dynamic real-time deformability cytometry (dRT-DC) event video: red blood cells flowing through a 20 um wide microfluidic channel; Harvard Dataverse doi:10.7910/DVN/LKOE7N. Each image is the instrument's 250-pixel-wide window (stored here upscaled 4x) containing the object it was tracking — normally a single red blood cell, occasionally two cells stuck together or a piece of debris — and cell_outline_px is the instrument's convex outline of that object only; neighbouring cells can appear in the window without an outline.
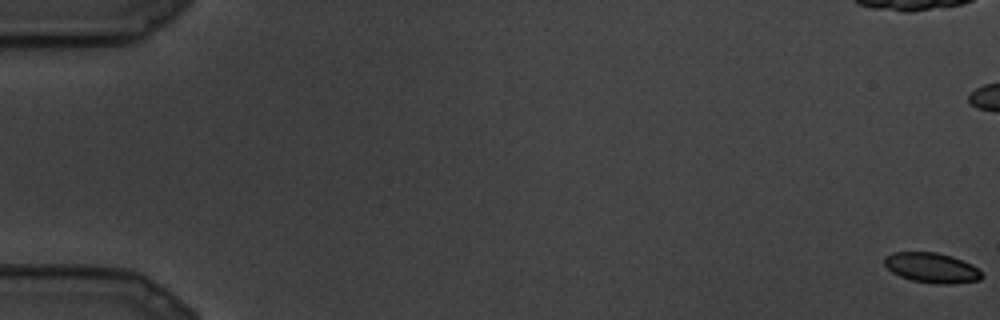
{"species": "common noctule bat (a hibernating species)", "species_latin": "Nyctalus noctula", "temperature_condition": "cold", "stored_images_in_passage": 8, "camera_frame_rate_fps": 3000, "um_per_image_px": 0.085, "animal": {"sex": "male", "body_mass_g": 19.5, "forearm_length_mm": 54.6}, "frame": {"image": 1, "passage_image": 1, "time_ms": 0.0, "image_size_px": [1000, 320], "cell_outline_px": [[984, 276], [980, 280], [952, 284], [936, 284], [912, 280], [900, 276], [892, 272], [884, 264], [884, 256], [892, 252], [936, 252], [952, 256], [972, 264]], "centroid_in_image_um": [79.19, 22.76], "position_along_channel_um": 5.8, "area_um2": 17.11}}